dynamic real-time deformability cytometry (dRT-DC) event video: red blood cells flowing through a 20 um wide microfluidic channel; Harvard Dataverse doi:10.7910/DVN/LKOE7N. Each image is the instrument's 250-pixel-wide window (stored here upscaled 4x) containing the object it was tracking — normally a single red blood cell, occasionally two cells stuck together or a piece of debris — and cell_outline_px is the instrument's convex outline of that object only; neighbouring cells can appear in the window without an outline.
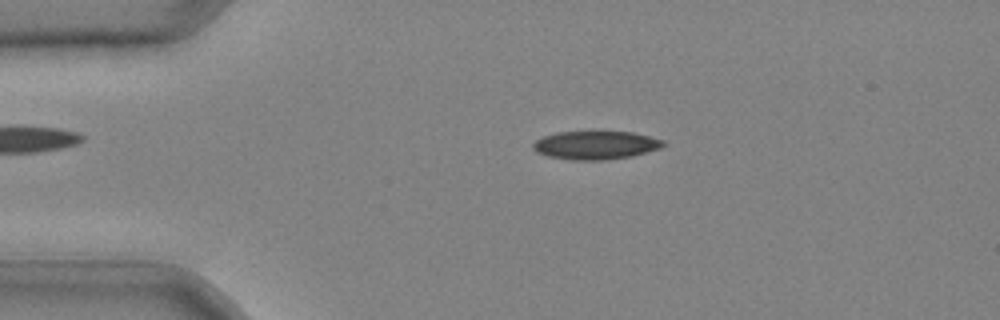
{"species": "common noctule bat (a hibernating species)", "species_latin": "Nyctalus noctula", "temperature_condition": "cold", "stored_images_in_passage": 39, "camera_frame_rate_fps": 3000, "um_per_image_px": 0.085, "animal": {"sex": "male", "body_mass_g": 20.4}, "frame": {"image": 1, "passage_image": 8, "time_ms": 2.333, "image_size_px": [1000, 320], "cell_outline_px": [[668, 144], [660, 148], [632, 156], [604, 160], [568, 160], [548, 156], [536, 152], [532, 148], [532, 144], [536, 140], [544, 136], [556, 132], [632, 132], [664, 140]], "centroid_in_image_um": [50.62, 12.34], "position_along_channel_um": 34.4, "area_um2": 21.56}}
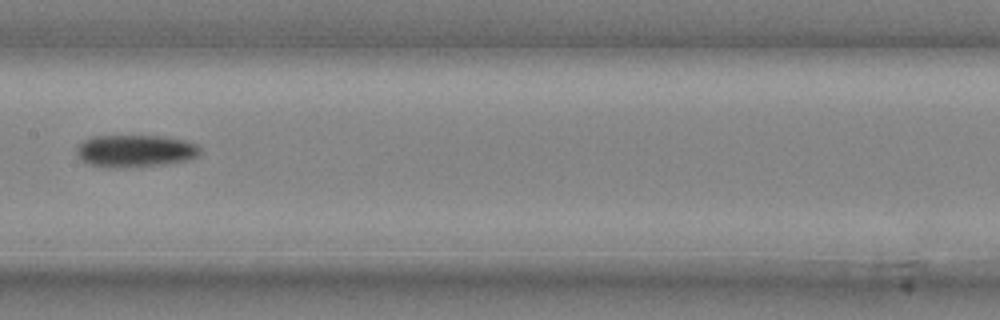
{"frame": {"image": 2, "passage_image": 21, "time_ms": 6.667, "image_size_px": [1000, 320], "cell_outline_px": [[200, 156], [188, 160], [168, 164], [128, 168], [104, 168], [88, 164], [80, 160], [76, 156], [76, 148], [84, 140], [92, 136], [164, 136], [184, 140], [200, 144]], "centroid_in_image_um": [11.5, 12.85], "position_along_channel_um": 195.9, "area_um2": 23.93}}
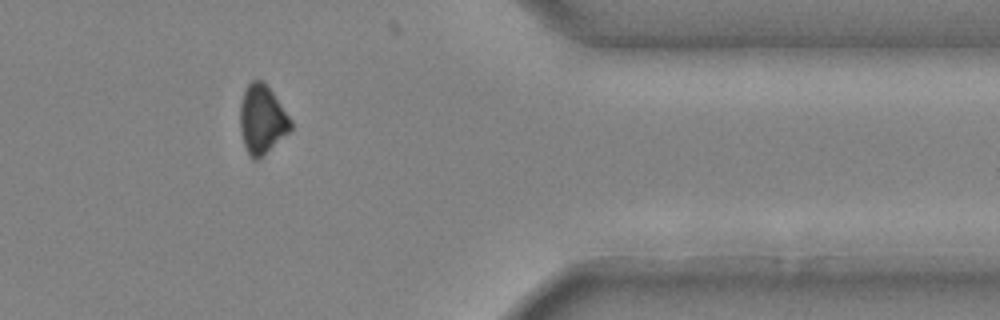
{"frame": {"image": 3, "passage_image": 35, "time_ms": 11.333, "image_size_px": [1000, 320], "cell_outline_px": [[292, 128], [288, 132], [256, 160], [252, 160], [244, 144], [240, 128], [240, 104], [244, 92], [248, 84], [252, 80], [264, 80], [268, 84], [292, 120]], "centroid_in_image_um": [22.27, 10.09], "position_along_channel_um": 389.1, "area_um2": 20.11}}